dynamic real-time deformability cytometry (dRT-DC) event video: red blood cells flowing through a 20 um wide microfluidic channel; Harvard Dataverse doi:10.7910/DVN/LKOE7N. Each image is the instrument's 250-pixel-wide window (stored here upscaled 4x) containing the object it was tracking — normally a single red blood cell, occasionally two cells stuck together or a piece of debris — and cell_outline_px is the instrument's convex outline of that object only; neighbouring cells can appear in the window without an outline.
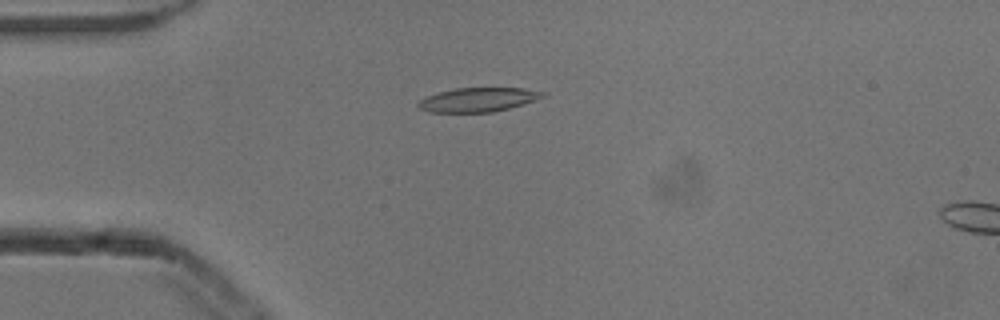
{"species": "common noctule bat (a hibernating species)", "species_latin": "Nyctalus noctula", "temperature_condition": "cold", "stored_images_in_passage": 7, "camera_frame_rate_fps": 3000, "um_per_image_px": 0.085, "animal": {"sex": "male", "body_mass_g": 13.3}, "frame": {"image": 1, "passage_image": 4, "time_ms": 1.0, "image_size_px": [1000, 320], "cell_outline_px": [[548, 96], [508, 108], [492, 112], [432, 112], [420, 108], [416, 104], [420, 100], [428, 96], [440, 92], [456, 88], [524, 88], [544, 92]], "centroid_in_image_um": [40.66, 8.47], "position_along_channel_um": 44.3, "area_um2": 17.22}}